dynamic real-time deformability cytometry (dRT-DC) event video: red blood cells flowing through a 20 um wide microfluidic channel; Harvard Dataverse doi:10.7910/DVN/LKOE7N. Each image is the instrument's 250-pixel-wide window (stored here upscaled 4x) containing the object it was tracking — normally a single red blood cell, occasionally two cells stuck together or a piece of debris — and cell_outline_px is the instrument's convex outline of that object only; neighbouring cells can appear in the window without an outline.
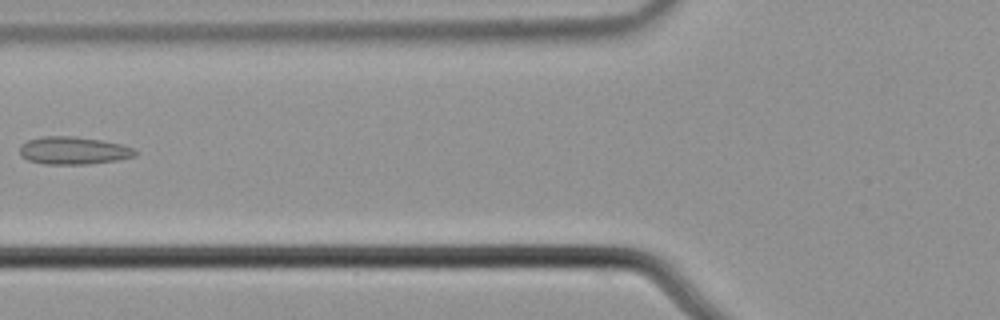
{"species": "common noctule bat (a hibernating species)", "species_latin": "Nyctalus noctula", "temperature_condition": "cold", "stored_images_in_passage": 6, "camera_frame_rate_fps": 3000, "um_per_image_px": 0.085, "animal": {"sex": "male", "body_mass_g": 21.5, "forearm_length_mm": 52.0}, "frame": {"image": 1, "passage_image": 6, "time_ms": 1.667, "image_size_px": [1000, 320], "cell_outline_px": [[136, 156], [120, 160], [88, 164], [44, 164], [28, 160], [20, 156], [20, 144], [28, 140], [44, 136], [76, 136], [100, 140], [120, 144], [132, 148], [136, 152]], "centroid_in_image_um": [6.22, 12.8], "position_along_channel_um": 119.6, "area_um2": 18.67}}